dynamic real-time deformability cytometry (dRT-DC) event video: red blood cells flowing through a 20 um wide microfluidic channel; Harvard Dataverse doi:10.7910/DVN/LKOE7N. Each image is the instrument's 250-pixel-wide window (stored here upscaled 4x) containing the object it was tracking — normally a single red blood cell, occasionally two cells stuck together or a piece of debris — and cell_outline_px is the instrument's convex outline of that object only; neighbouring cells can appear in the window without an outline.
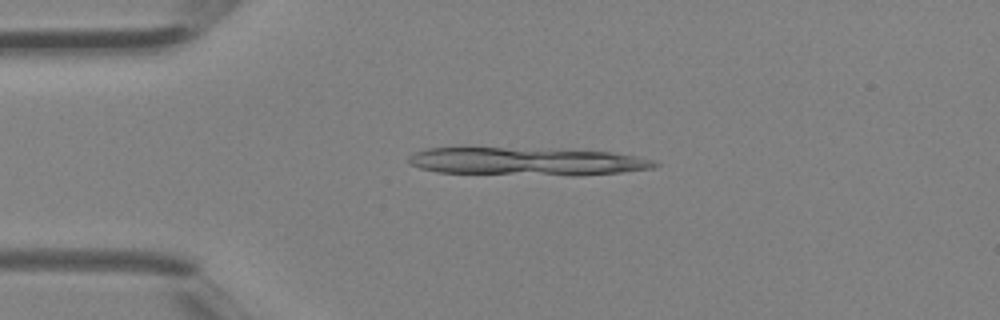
{"species": "Egyptian fruit bat (a non-hibernating species)", "species_latin": "Rousettus aegyptiacus", "temperature_condition": "room temperature", "stored_images_in_passage": 32, "segment_of_instrument_passage": [1, 2], "camera_frame_rate_fps": 3000, "um_per_image_px": 0.085, "animal": {"sex": "female"}, "frame": {"image": 1, "passage_image": 1, "time_ms": 0.0, "image_size_px": [1000, 320], "cell_outline_px": [[660, 164], [652, 168], [620, 172], [580, 176], [572, 176], [436, 172], [420, 168], [412, 164], [408, 160], [408, 156], [416, 152], [428, 148], [504, 148], [612, 152], [652, 160]], "centroid_in_image_um": [44.75, 13.74], "position_along_channel_um": 40.2, "area_um2": 39.59}}